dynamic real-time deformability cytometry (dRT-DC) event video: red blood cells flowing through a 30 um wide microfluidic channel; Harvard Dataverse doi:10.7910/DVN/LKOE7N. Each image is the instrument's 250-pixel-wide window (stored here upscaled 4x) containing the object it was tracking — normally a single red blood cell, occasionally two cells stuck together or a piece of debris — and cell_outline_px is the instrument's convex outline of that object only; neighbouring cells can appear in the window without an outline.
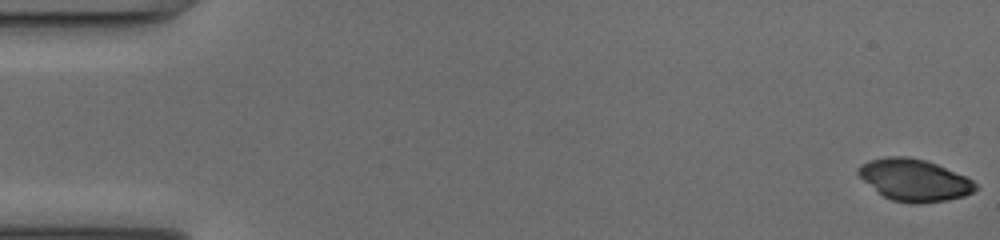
{"species": "common noctule bat (a hibernating species)", "species_latin": "Nyctalus noctula", "temperature_condition": "cold", "stored_images_in_passage": 51, "camera_frame_rate_fps": 3000, "um_per_image_px": 0.085, "animal": {"sex": "female", "body_mass_g": 17.0, "forearm_length_mm": 48.0}, "frame": {"image": 1, "passage_image": 1, "time_ms": 0.0, "image_size_px": [1000, 240], "cell_outline_px": [[980, 188], [964, 196], [948, 200], [920, 204], [912, 204], [892, 200], [884, 196], [864, 180], [856, 172], [856, 168], [868, 160], [888, 156], [908, 156], [924, 160], [936, 164], [964, 176], [972, 180]], "centroid_in_image_um": [77.72, 15.31], "position_along_channel_um": 7.3, "area_um2": 28.5}}
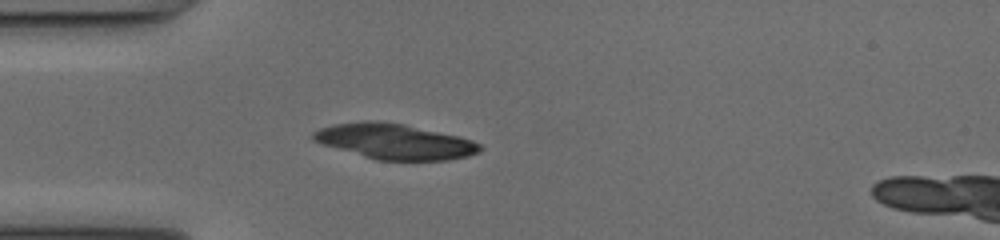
{"frame": {"image": 2, "passage_image": 15, "time_ms": 4.667, "image_size_px": [1000, 240], "cell_outline_px": [[484, 148], [480, 152], [468, 156], [448, 160], [376, 160], [324, 144], [312, 140], [312, 132], [320, 128], [336, 124], [364, 120], [376, 120], [404, 124], [456, 136], [472, 140], [480, 144]], "centroid_in_image_um": [33.56, 12.02], "position_along_channel_um": 51.4, "area_um2": 34.1}}